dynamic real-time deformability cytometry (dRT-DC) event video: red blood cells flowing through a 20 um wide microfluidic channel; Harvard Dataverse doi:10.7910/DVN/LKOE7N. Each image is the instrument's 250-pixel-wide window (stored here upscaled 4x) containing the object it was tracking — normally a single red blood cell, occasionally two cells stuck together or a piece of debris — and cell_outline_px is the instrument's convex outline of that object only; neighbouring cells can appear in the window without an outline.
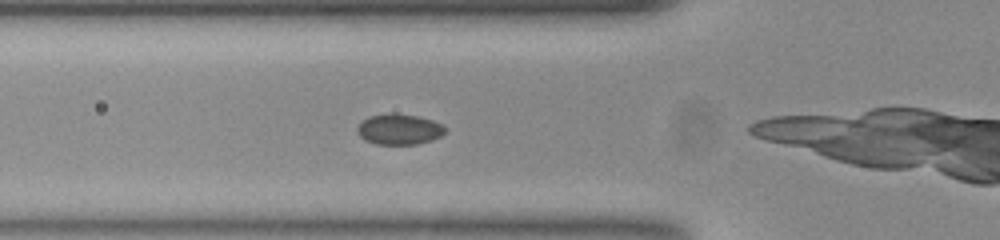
{"species": "common noctule bat (a hibernating species)", "species_latin": "Nyctalus noctula", "temperature_condition": "room temperature", "stored_images_in_passage": 15, "camera_frame_rate_fps": 3000, "um_per_image_px": 0.085, "animal": {"sex": "female", "body_mass_g": 23.0, "forearm_length_mm": 53.4}, "frame": {"image": 1, "passage_image": 2, "time_ms": 0.333, "image_size_px": [1000, 240], "cell_outline_px": [[444, 132], [440, 136], [416, 144], [380, 144], [368, 140], [360, 136], [360, 124], [364, 120], [372, 116], [416, 116], [432, 120], [440, 124], [444, 128]], "centroid_in_image_um": [33.98, 11.03], "position_along_channel_um": 91.8, "area_um2": 14.33}}
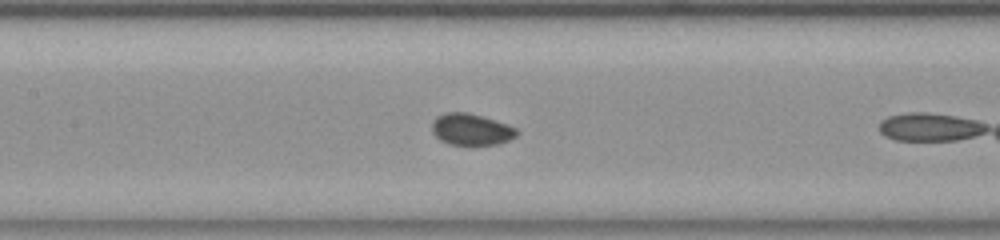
{"frame": {"image": 2, "passage_image": 8, "time_ms": 2.333, "image_size_px": [1000, 240], "cell_outline_px": [[516, 136], [508, 140], [496, 144], [452, 144], [436, 136], [432, 128], [432, 124], [440, 116], [448, 112], [464, 112], [480, 116], [516, 128]], "centroid_in_image_um": [40.06, 11.0], "position_along_channel_um": 167.3, "area_um2": 14.68}}
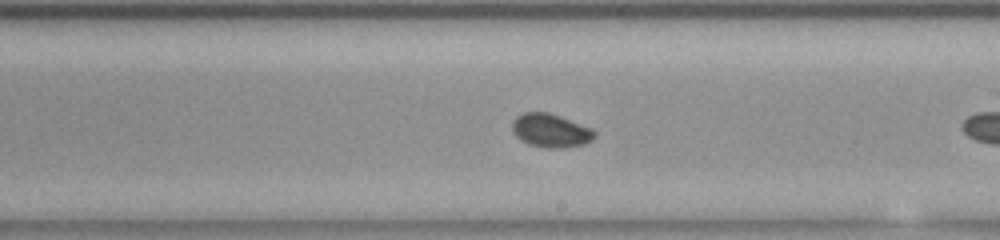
{"frame": {"image": 3, "passage_image": 14, "time_ms": 4.333, "image_size_px": [1000, 240], "cell_outline_px": [[596, 136], [592, 140], [580, 144], [532, 144], [516, 136], [512, 128], [512, 124], [516, 116], [524, 112], [548, 112], [588, 128], [596, 132]], "centroid_in_image_um": [46.75, 11.01], "position_along_channel_um": 242.2, "area_um2": 14.57}}